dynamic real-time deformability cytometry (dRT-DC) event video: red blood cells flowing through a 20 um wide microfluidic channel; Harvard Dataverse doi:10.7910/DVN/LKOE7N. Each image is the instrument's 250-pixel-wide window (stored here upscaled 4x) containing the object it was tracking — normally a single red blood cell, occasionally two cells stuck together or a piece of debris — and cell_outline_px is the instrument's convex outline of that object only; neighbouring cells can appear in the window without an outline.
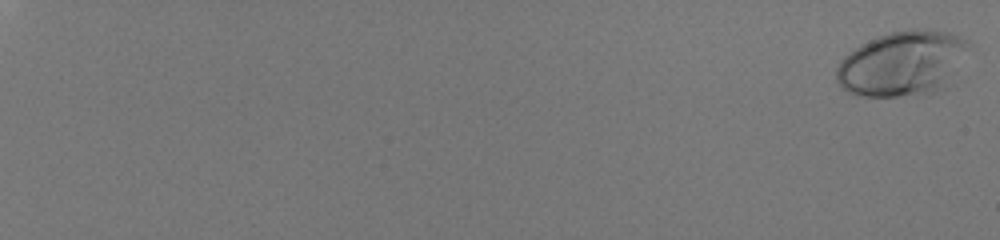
{"species": "human", "species_latin": "Homo sapiens", "temperature_condition": "room temperature", "stored_images_in_passage": 57, "camera_frame_rate_fps": 3000, "um_per_image_px": 0.085, "donor": {"sex": "male"}, "frame": {"image": 1, "passage_image": 1, "time_ms": 0.0, "image_size_px": [1000, 240], "cell_outline_px": [[972, 44], [940, 88], [924, 96], [860, 96], [848, 92], [836, 80], [836, 68], [840, 60], [844, 56], [860, 44], [888, 32], [944, 32], [968, 40]], "centroid_in_image_um": [76.6, 5.44], "position_along_channel_um": 8.4, "area_um2": 48.49}}
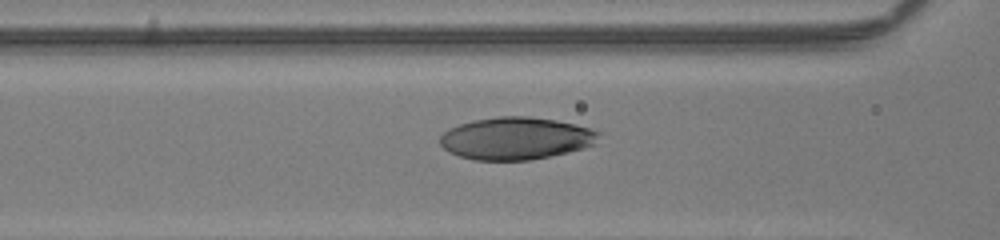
{"frame": {"image": 2, "passage_image": 31, "time_ms": 10.0, "image_size_px": [1000, 240], "cell_outline_px": [[600, 132], [596, 144], [584, 148], [568, 152], [528, 160], [476, 160], [460, 156], [448, 152], [440, 144], [440, 136], [448, 128], [472, 120], [496, 116], [528, 116], [556, 120], [576, 124], [592, 128]], "centroid_in_image_um": [43.86, 11.75], "position_along_channel_um": 122.7, "area_um2": 39.36}}
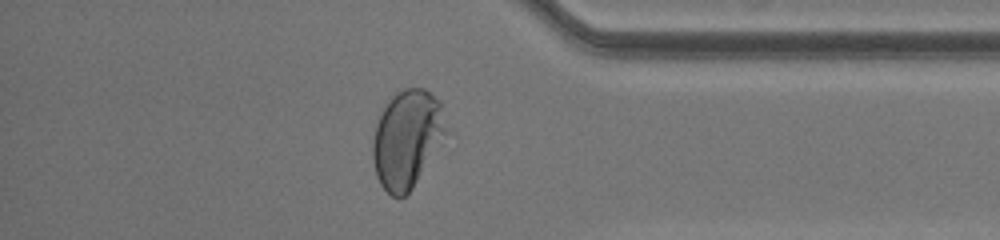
{"frame": {"image": 3, "passage_image": 52, "time_ms": 17.0, "image_size_px": [1000, 240], "cell_outline_px": [[448, 132], [412, 188], [404, 196], [392, 196], [380, 184], [376, 176], [372, 160], [372, 140], [376, 120], [380, 112], [392, 96], [396, 92], [404, 88], [424, 88], [440, 100]], "centroid_in_image_um": [34.57, 11.77], "position_along_channel_um": 400.6, "area_um2": 41.91}, "authors_computed_cell_mechanics": {"area_um2": 40.4022, "velocity_mm_per_s": 4.0826, "shape_relaxation_time_tau1_ms": 4.2263, "shape_relaxation_time_tau2_ms": null, "deformation_change_tau1": 0.2011, "deformation_change_tau2": null}}